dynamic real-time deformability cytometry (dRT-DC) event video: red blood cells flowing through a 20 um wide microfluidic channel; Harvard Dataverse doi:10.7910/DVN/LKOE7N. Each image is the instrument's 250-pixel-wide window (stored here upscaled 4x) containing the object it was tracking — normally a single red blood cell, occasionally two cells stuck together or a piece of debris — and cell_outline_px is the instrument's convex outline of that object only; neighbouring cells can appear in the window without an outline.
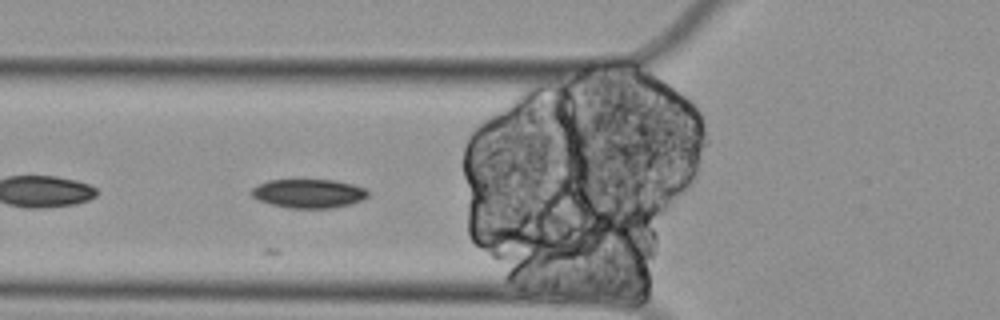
{"species": "Egyptian fruit bat (a non-hibernating species)", "species_latin": "Rousettus aegyptiacus", "temperature_condition": "cold", "stored_images_in_passage": 9, "camera_frame_rate_fps": 3000, "um_per_image_px": 0.085, "animal": {"sex": "female"}, "frame": {"image": 1, "passage_image": 3, "time_ms": 0.667, "image_size_px": [1000, 320], "cell_outline_px": [[368, 196], [352, 204], [332, 208], [288, 208], [272, 204], [260, 200], [252, 196], [248, 192], [252, 188], [268, 180], [336, 180], [352, 184], [364, 188], [368, 192]], "centroid_in_image_um": [26.23, 16.45], "position_along_channel_um": 99.6, "area_um2": 19.54}}
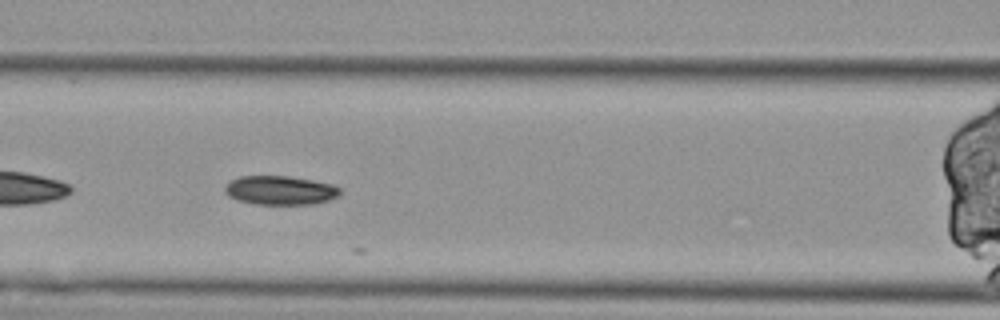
{"frame": {"image": 2, "passage_image": 7, "time_ms": 2.0, "image_size_px": [1000, 320], "cell_outline_px": [[340, 192], [336, 196], [328, 200], [312, 204], [256, 204], [236, 200], [228, 196], [224, 192], [224, 188], [232, 180], [240, 176], [288, 176], [312, 180], [332, 184], [340, 188]], "centroid_in_image_um": [23.79, 16.17], "position_along_channel_um": 142.8, "area_um2": 19.31}}